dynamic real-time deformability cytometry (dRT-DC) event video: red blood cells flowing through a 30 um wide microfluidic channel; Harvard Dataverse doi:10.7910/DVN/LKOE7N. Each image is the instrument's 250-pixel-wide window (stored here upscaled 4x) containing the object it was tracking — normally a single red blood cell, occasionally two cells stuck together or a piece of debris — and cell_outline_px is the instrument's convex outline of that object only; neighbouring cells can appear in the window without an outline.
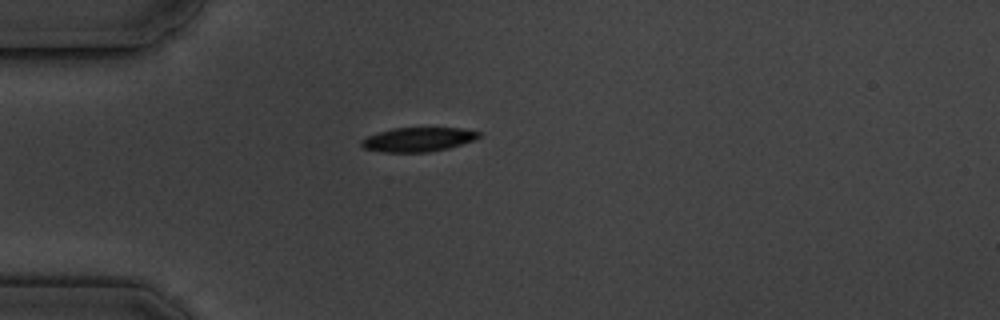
{"species": "common noctule bat (a hibernating species)", "species_latin": "Nyctalus noctula", "temperature_condition": "cold", "stored_images_in_passage": 6, "camera_frame_rate_fps": 3000, "um_per_image_px": 0.085, "animal": {"sex": "male", "body_mass_g": 19.5, "forearm_length_mm": 54.6}, "frame": {"image": 1, "passage_image": 1, "time_ms": 0.0, "image_size_px": [1000, 320], "cell_outline_px": [[480, 136], [472, 140], [448, 148], [428, 152], [384, 152], [364, 148], [360, 144], [360, 140], [368, 136], [392, 128], [464, 128], [480, 132]], "centroid_in_image_um": [35.52, 11.85], "position_along_channel_um": 49.5, "area_um2": 16.36}}